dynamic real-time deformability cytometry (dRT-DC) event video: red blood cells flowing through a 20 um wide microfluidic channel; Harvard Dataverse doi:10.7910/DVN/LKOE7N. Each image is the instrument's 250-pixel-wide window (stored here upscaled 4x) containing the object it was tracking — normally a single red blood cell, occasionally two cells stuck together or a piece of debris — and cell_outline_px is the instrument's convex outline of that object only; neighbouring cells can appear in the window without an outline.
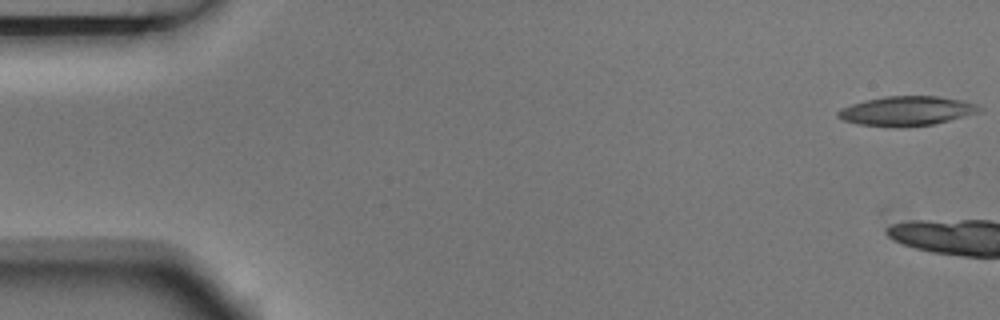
{"species": "Egyptian fruit bat (a non-hibernating species)", "species_latin": "Rousettus aegyptiacus", "temperature_condition": "room temperature", "stored_images_in_passage": 6, "camera_frame_rate_fps": 3000, "um_per_image_px": 0.085, "animal": {"sex": "male"}, "frame": {"image": 1, "passage_image": 1, "time_ms": 0.0, "image_size_px": [1000, 320], "cell_outline_px": [[984, 108], [980, 112], [932, 124], [904, 128], [900, 128], [856, 124], [844, 120], [836, 116], [836, 112], [840, 108], [864, 100], [884, 96], [940, 96], [964, 100], [976, 104]], "centroid_in_image_um": [77.05, 9.43], "position_along_channel_um": 7.9, "area_um2": 24.57}}
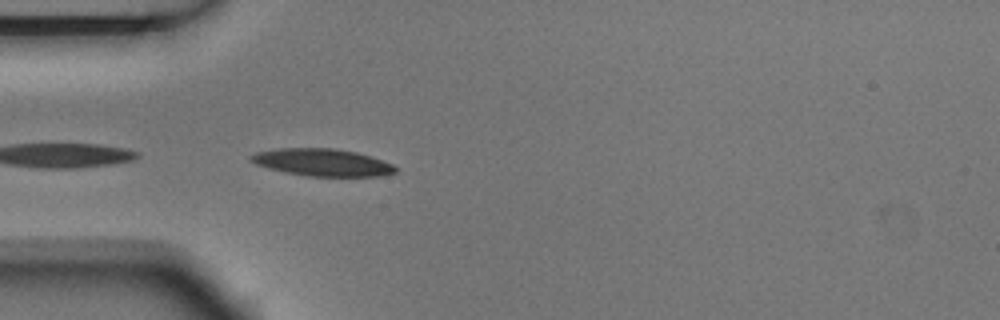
{"frame": {"image": 2, "passage_image": 6, "time_ms": 1.667, "image_size_px": [1000, 320], "cell_outline_px": [[396, 172], [380, 176], [308, 176], [284, 172], [268, 168], [256, 164], [248, 160], [248, 156], [256, 152], [280, 148], [332, 148], [356, 152], [392, 164], [396, 168]], "centroid_in_image_um": [27.33, 13.8], "position_along_channel_um": 57.7, "area_um2": 22.83}}